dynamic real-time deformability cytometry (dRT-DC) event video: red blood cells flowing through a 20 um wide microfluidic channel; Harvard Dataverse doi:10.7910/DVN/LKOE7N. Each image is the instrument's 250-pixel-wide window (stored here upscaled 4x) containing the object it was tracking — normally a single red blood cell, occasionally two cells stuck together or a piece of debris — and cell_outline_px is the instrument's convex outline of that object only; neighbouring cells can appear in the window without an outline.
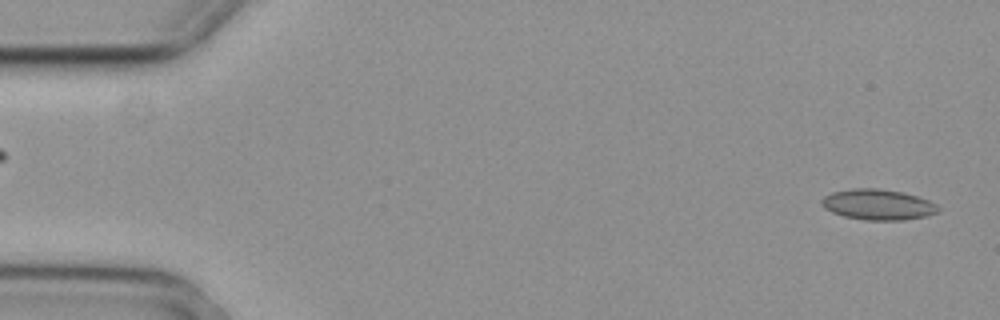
{"species": "common noctule bat (a hibernating species)", "species_latin": "Nyctalus noctula", "temperature_condition": "cold", "stored_images_in_passage": 5, "segment_of_instrument_passage": [2, 2], "camera_frame_rate_fps": 3000, "um_per_image_px": 0.085, "animal": {"sex": "female", "body_mass_g": 29.2, "forearm_length_mm": 56.3}, "frame": {"image": 1, "passage_image": 5, "time_ms": 1.333, "image_size_px": [1000, 320], "cell_outline_px": [[940, 208], [936, 212], [924, 216], [904, 220], [864, 220], [844, 216], [832, 212], [824, 208], [820, 200], [824, 196], [832, 192], [852, 188], [876, 188], [900, 192], [916, 196], [928, 200], [936, 204]], "centroid_in_image_um": [74.58, 17.39], "position_along_channel_um": 10.4, "area_um2": 20.63}}